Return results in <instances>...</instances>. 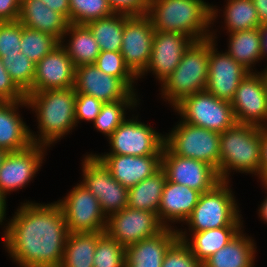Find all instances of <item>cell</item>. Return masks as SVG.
Instances as JSON below:
<instances>
[{
    "mask_svg": "<svg viewBox=\"0 0 267 267\" xmlns=\"http://www.w3.org/2000/svg\"><path fill=\"white\" fill-rule=\"evenodd\" d=\"M4 225L3 246L19 267H60L69 235L57 202L26 201Z\"/></svg>",
    "mask_w": 267,
    "mask_h": 267,
    "instance_id": "1",
    "label": "cell"
},
{
    "mask_svg": "<svg viewBox=\"0 0 267 267\" xmlns=\"http://www.w3.org/2000/svg\"><path fill=\"white\" fill-rule=\"evenodd\" d=\"M220 11L204 0H149L147 15L155 31L180 33L199 41L211 37Z\"/></svg>",
    "mask_w": 267,
    "mask_h": 267,
    "instance_id": "2",
    "label": "cell"
},
{
    "mask_svg": "<svg viewBox=\"0 0 267 267\" xmlns=\"http://www.w3.org/2000/svg\"><path fill=\"white\" fill-rule=\"evenodd\" d=\"M75 101L74 86L29 93L26 96L28 109H32L38 122L37 135L30 129L32 142L49 148L71 133L76 127Z\"/></svg>",
    "mask_w": 267,
    "mask_h": 267,
    "instance_id": "3",
    "label": "cell"
},
{
    "mask_svg": "<svg viewBox=\"0 0 267 267\" xmlns=\"http://www.w3.org/2000/svg\"><path fill=\"white\" fill-rule=\"evenodd\" d=\"M261 127L236 123L220 133L219 178L231 181V172L261 174ZM234 170V171H233Z\"/></svg>",
    "mask_w": 267,
    "mask_h": 267,
    "instance_id": "4",
    "label": "cell"
},
{
    "mask_svg": "<svg viewBox=\"0 0 267 267\" xmlns=\"http://www.w3.org/2000/svg\"><path fill=\"white\" fill-rule=\"evenodd\" d=\"M209 38L194 41L182 55L177 68L160 85L161 97L173 108L184 97L207 86Z\"/></svg>",
    "mask_w": 267,
    "mask_h": 267,
    "instance_id": "5",
    "label": "cell"
},
{
    "mask_svg": "<svg viewBox=\"0 0 267 267\" xmlns=\"http://www.w3.org/2000/svg\"><path fill=\"white\" fill-rule=\"evenodd\" d=\"M229 184L230 181H221L211 190L201 193L197 205L184 222L189 232L243 225L239 204Z\"/></svg>",
    "mask_w": 267,
    "mask_h": 267,
    "instance_id": "6",
    "label": "cell"
},
{
    "mask_svg": "<svg viewBox=\"0 0 267 267\" xmlns=\"http://www.w3.org/2000/svg\"><path fill=\"white\" fill-rule=\"evenodd\" d=\"M177 123L166 133L164 145L175 155L203 161L219 171L220 133L182 120Z\"/></svg>",
    "mask_w": 267,
    "mask_h": 267,
    "instance_id": "7",
    "label": "cell"
},
{
    "mask_svg": "<svg viewBox=\"0 0 267 267\" xmlns=\"http://www.w3.org/2000/svg\"><path fill=\"white\" fill-rule=\"evenodd\" d=\"M173 108L183 122L218 133L237 123L231 102L218 99L206 90L184 97Z\"/></svg>",
    "mask_w": 267,
    "mask_h": 267,
    "instance_id": "8",
    "label": "cell"
},
{
    "mask_svg": "<svg viewBox=\"0 0 267 267\" xmlns=\"http://www.w3.org/2000/svg\"><path fill=\"white\" fill-rule=\"evenodd\" d=\"M84 157L81 160L83 179L80 183L98 199L106 217L127 207L128 188L112 177L93 152Z\"/></svg>",
    "mask_w": 267,
    "mask_h": 267,
    "instance_id": "9",
    "label": "cell"
},
{
    "mask_svg": "<svg viewBox=\"0 0 267 267\" xmlns=\"http://www.w3.org/2000/svg\"><path fill=\"white\" fill-rule=\"evenodd\" d=\"M128 118V119H127ZM122 124L107 138L110 152L104 154L146 156L162 155L165 135L157 132L149 124L127 117ZM149 125V126H148Z\"/></svg>",
    "mask_w": 267,
    "mask_h": 267,
    "instance_id": "10",
    "label": "cell"
},
{
    "mask_svg": "<svg viewBox=\"0 0 267 267\" xmlns=\"http://www.w3.org/2000/svg\"><path fill=\"white\" fill-rule=\"evenodd\" d=\"M56 202L63 210L70 233L106 231L107 217L98 199L80 182Z\"/></svg>",
    "mask_w": 267,
    "mask_h": 267,
    "instance_id": "11",
    "label": "cell"
},
{
    "mask_svg": "<svg viewBox=\"0 0 267 267\" xmlns=\"http://www.w3.org/2000/svg\"><path fill=\"white\" fill-rule=\"evenodd\" d=\"M155 30L147 14H124V28L120 53L125 65L138 78L147 68L152 52Z\"/></svg>",
    "mask_w": 267,
    "mask_h": 267,
    "instance_id": "12",
    "label": "cell"
},
{
    "mask_svg": "<svg viewBox=\"0 0 267 267\" xmlns=\"http://www.w3.org/2000/svg\"><path fill=\"white\" fill-rule=\"evenodd\" d=\"M217 29L209 38V64L206 91L221 100L231 102L244 77L250 73L227 52L217 51ZM214 34V35H213Z\"/></svg>",
    "mask_w": 267,
    "mask_h": 267,
    "instance_id": "13",
    "label": "cell"
},
{
    "mask_svg": "<svg viewBox=\"0 0 267 267\" xmlns=\"http://www.w3.org/2000/svg\"><path fill=\"white\" fill-rule=\"evenodd\" d=\"M238 124L267 127V86L261 72H250L231 101Z\"/></svg>",
    "mask_w": 267,
    "mask_h": 267,
    "instance_id": "14",
    "label": "cell"
},
{
    "mask_svg": "<svg viewBox=\"0 0 267 267\" xmlns=\"http://www.w3.org/2000/svg\"><path fill=\"white\" fill-rule=\"evenodd\" d=\"M163 228L156 213L125 207L107 218L105 232L126 248L156 235Z\"/></svg>",
    "mask_w": 267,
    "mask_h": 267,
    "instance_id": "15",
    "label": "cell"
},
{
    "mask_svg": "<svg viewBox=\"0 0 267 267\" xmlns=\"http://www.w3.org/2000/svg\"><path fill=\"white\" fill-rule=\"evenodd\" d=\"M161 168L168 181L206 192L221 182L218 171L203 161L173 154L165 145L161 156Z\"/></svg>",
    "mask_w": 267,
    "mask_h": 267,
    "instance_id": "16",
    "label": "cell"
},
{
    "mask_svg": "<svg viewBox=\"0 0 267 267\" xmlns=\"http://www.w3.org/2000/svg\"><path fill=\"white\" fill-rule=\"evenodd\" d=\"M46 149L33 143L26 149L8 152L0 167V192L7 197L9 192L26 187L40 171Z\"/></svg>",
    "mask_w": 267,
    "mask_h": 267,
    "instance_id": "17",
    "label": "cell"
},
{
    "mask_svg": "<svg viewBox=\"0 0 267 267\" xmlns=\"http://www.w3.org/2000/svg\"><path fill=\"white\" fill-rule=\"evenodd\" d=\"M74 88L76 93L91 95L103 103L139 100L137 92H133L120 78L104 73L95 64L75 67Z\"/></svg>",
    "mask_w": 267,
    "mask_h": 267,
    "instance_id": "18",
    "label": "cell"
},
{
    "mask_svg": "<svg viewBox=\"0 0 267 267\" xmlns=\"http://www.w3.org/2000/svg\"><path fill=\"white\" fill-rule=\"evenodd\" d=\"M194 41L184 34L155 31L149 64L138 79L152 72L156 80L162 84L177 68L182 55Z\"/></svg>",
    "mask_w": 267,
    "mask_h": 267,
    "instance_id": "19",
    "label": "cell"
},
{
    "mask_svg": "<svg viewBox=\"0 0 267 267\" xmlns=\"http://www.w3.org/2000/svg\"><path fill=\"white\" fill-rule=\"evenodd\" d=\"M74 84L75 66L61 44L36 63L33 92L66 89Z\"/></svg>",
    "mask_w": 267,
    "mask_h": 267,
    "instance_id": "20",
    "label": "cell"
},
{
    "mask_svg": "<svg viewBox=\"0 0 267 267\" xmlns=\"http://www.w3.org/2000/svg\"><path fill=\"white\" fill-rule=\"evenodd\" d=\"M122 186L131 188L161 168L162 155L94 154Z\"/></svg>",
    "mask_w": 267,
    "mask_h": 267,
    "instance_id": "21",
    "label": "cell"
},
{
    "mask_svg": "<svg viewBox=\"0 0 267 267\" xmlns=\"http://www.w3.org/2000/svg\"><path fill=\"white\" fill-rule=\"evenodd\" d=\"M176 228L164 227L154 236L125 249V267H161L169 248L179 239Z\"/></svg>",
    "mask_w": 267,
    "mask_h": 267,
    "instance_id": "22",
    "label": "cell"
},
{
    "mask_svg": "<svg viewBox=\"0 0 267 267\" xmlns=\"http://www.w3.org/2000/svg\"><path fill=\"white\" fill-rule=\"evenodd\" d=\"M200 195L199 191L167 180L158 210V219L162 225L175 228L172 223H184L197 205Z\"/></svg>",
    "mask_w": 267,
    "mask_h": 267,
    "instance_id": "23",
    "label": "cell"
},
{
    "mask_svg": "<svg viewBox=\"0 0 267 267\" xmlns=\"http://www.w3.org/2000/svg\"><path fill=\"white\" fill-rule=\"evenodd\" d=\"M28 107L26 100L0 102V149L15 152L33 144L30 128L19 114V107Z\"/></svg>",
    "mask_w": 267,
    "mask_h": 267,
    "instance_id": "24",
    "label": "cell"
},
{
    "mask_svg": "<svg viewBox=\"0 0 267 267\" xmlns=\"http://www.w3.org/2000/svg\"><path fill=\"white\" fill-rule=\"evenodd\" d=\"M18 21L24 27L52 35L59 42L70 24L62 14L51 10L41 0H21Z\"/></svg>",
    "mask_w": 267,
    "mask_h": 267,
    "instance_id": "25",
    "label": "cell"
},
{
    "mask_svg": "<svg viewBox=\"0 0 267 267\" xmlns=\"http://www.w3.org/2000/svg\"><path fill=\"white\" fill-rule=\"evenodd\" d=\"M242 229H244L242 225H229L201 232H190L189 236L186 229L183 231L180 228L177 233L179 239L189 246L195 258L203 264L211 255L229 243Z\"/></svg>",
    "mask_w": 267,
    "mask_h": 267,
    "instance_id": "26",
    "label": "cell"
},
{
    "mask_svg": "<svg viewBox=\"0 0 267 267\" xmlns=\"http://www.w3.org/2000/svg\"><path fill=\"white\" fill-rule=\"evenodd\" d=\"M243 231L211 255L202 267H254L257 247L253 238Z\"/></svg>",
    "mask_w": 267,
    "mask_h": 267,
    "instance_id": "27",
    "label": "cell"
},
{
    "mask_svg": "<svg viewBox=\"0 0 267 267\" xmlns=\"http://www.w3.org/2000/svg\"><path fill=\"white\" fill-rule=\"evenodd\" d=\"M68 36L69 39H65ZM60 44L66 49L75 67L94 64L101 52L97 41L85 24L70 23Z\"/></svg>",
    "mask_w": 267,
    "mask_h": 267,
    "instance_id": "28",
    "label": "cell"
},
{
    "mask_svg": "<svg viewBox=\"0 0 267 267\" xmlns=\"http://www.w3.org/2000/svg\"><path fill=\"white\" fill-rule=\"evenodd\" d=\"M166 181L165 171L160 168L150 177L129 188L127 207L151 211L158 215L159 204Z\"/></svg>",
    "mask_w": 267,
    "mask_h": 267,
    "instance_id": "29",
    "label": "cell"
},
{
    "mask_svg": "<svg viewBox=\"0 0 267 267\" xmlns=\"http://www.w3.org/2000/svg\"><path fill=\"white\" fill-rule=\"evenodd\" d=\"M229 34L226 52L250 72H256L254 65L261 62V45L258 27Z\"/></svg>",
    "mask_w": 267,
    "mask_h": 267,
    "instance_id": "30",
    "label": "cell"
},
{
    "mask_svg": "<svg viewBox=\"0 0 267 267\" xmlns=\"http://www.w3.org/2000/svg\"><path fill=\"white\" fill-rule=\"evenodd\" d=\"M104 232L69 233L60 267H93L96 244Z\"/></svg>",
    "mask_w": 267,
    "mask_h": 267,
    "instance_id": "31",
    "label": "cell"
},
{
    "mask_svg": "<svg viewBox=\"0 0 267 267\" xmlns=\"http://www.w3.org/2000/svg\"><path fill=\"white\" fill-rule=\"evenodd\" d=\"M97 41L100 51L121 50L124 14L114 13L113 15L96 19L85 24Z\"/></svg>",
    "mask_w": 267,
    "mask_h": 267,
    "instance_id": "32",
    "label": "cell"
},
{
    "mask_svg": "<svg viewBox=\"0 0 267 267\" xmlns=\"http://www.w3.org/2000/svg\"><path fill=\"white\" fill-rule=\"evenodd\" d=\"M224 6L223 29L227 30V33L250 30L261 25L252 0H227Z\"/></svg>",
    "mask_w": 267,
    "mask_h": 267,
    "instance_id": "33",
    "label": "cell"
},
{
    "mask_svg": "<svg viewBox=\"0 0 267 267\" xmlns=\"http://www.w3.org/2000/svg\"><path fill=\"white\" fill-rule=\"evenodd\" d=\"M138 100H119L112 103H104L100 113L93 122L94 129L107 138L122 124L126 119V111L137 108Z\"/></svg>",
    "mask_w": 267,
    "mask_h": 267,
    "instance_id": "34",
    "label": "cell"
},
{
    "mask_svg": "<svg viewBox=\"0 0 267 267\" xmlns=\"http://www.w3.org/2000/svg\"><path fill=\"white\" fill-rule=\"evenodd\" d=\"M2 63L16 86L27 96L33 92L36 64L23 53L1 57Z\"/></svg>",
    "mask_w": 267,
    "mask_h": 267,
    "instance_id": "35",
    "label": "cell"
},
{
    "mask_svg": "<svg viewBox=\"0 0 267 267\" xmlns=\"http://www.w3.org/2000/svg\"><path fill=\"white\" fill-rule=\"evenodd\" d=\"M60 42L47 33L29 29L22 25L20 52L35 64L48 55Z\"/></svg>",
    "mask_w": 267,
    "mask_h": 267,
    "instance_id": "36",
    "label": "cell"
},
{
    "mask_svg": "<svg viewBox=\"0 0 267 267\" xmlns=\"http://www.w3.org/2000/svg\"><path fill=\"white\" fill-rule=\"evenodd\" d=\"M70 23L86 24L114 14L108 0H69Z\"/></svg>",
    "mask_w": 267,
    "mask_h": 267,
    "instance_id": "37",
    "label": "cell"
},
{
    "mask_svg": "<svg viewBox=\"0 0 267 267\" xmlns=\"http://www.w3.org/2000/svg\"><path fill=\"white\" fill-rule=\"evenodd\" d=\"M125 249L104 232L96 244L93 267H125Z\"/></svg>",
    "mask_w": 267,
    "mask_h": 267,
    "instance_id": "38",
    "label": "cell"
},
{
    "mask_svg": "<svg viewBox=\"0 0 267 267\" xmlns=\"http://www.w3.org/2000/svg\"><path fill=\"white\" fill-rule=\"evenodd\" d=\"M94 64L104 73L120 78L133 92H136L134 84L138 78L125 65L120 51H101Z\"/></svg>",
    "mask_w": 267,
    "mask_h": 267,
    "instance_id": "39",
    "label": "cell"
},
{
    "mask_svg": "<svg viewBox=\"0 0 267 267\" xmlns=\"http://www.w3.org/2000/svg\"><path fill=\"white\" fill-rule=\"evenodd\" d=\"M22 24L19 21L0 22V58L20 54Z\"/></svg>",
    "mask_w": 267,
    "mask_h": 267,
    "instance_id": "40",
    "label": "cell"
},
{
    "mask_svg": "<svg viewBox=\"0 0 267 267\" xmlns=\"http://www.w3.org/2000/svg\"><path fill=\"white\" fill-rule=\"evenodd\" d=\"M161 267H202L189 246L178 239L167 251Z\"/></svg>",
    "mask_w": 267,
    "mask_h": 267,
    "instance_id": "41",
    "label": "cell"
},
{
    "mask_svg": "<svg viewBox=\"0 0 267 267\" xmlns=\"http://www.w3.org/2000/svg\"><path fill=\"white\" fill-rule=\"evenodd\" d=\"M104 103L97 98L82 94L76 93L75 101V123L78 126L80 121L94 122L95 118L100 113L101 107Z\"/></svg>",
    "mask_w": 267,
    "mask_h": 267,
    "instance_id": "42",
    "label": "cell"
},
{
    "mask_svg": "<svg viewBox=\"0 0 267 267\" xmlns=\"http://www.w3.org/2000/svg\"><path fill=\"white\" fill-rule=\"evenodd\" d=\"M26 100V95L16 86L0 58V102Z\"/></svg>",
    "mask_w": 267,
    "mask_h": 267,
    "instance_id": "43",
    "label": "cell"
},
{
    "mask_svg": "<svg viewBox=\"0 0 267 267\" xmlns=\"http://www.w3.org/2000/svg\"><path fill=\"white\" fill-rule=\"evenodd\" d=\"M114 13L144 15L148 12L149 0H108Z\"/></svg>",
    "mask_w": 267,
    "mask_h": 267,
    "instance_id": "44",
    "label": "cell"
},
{
    "mask_svg": "<svg viewBox=\"0 0 267 267\" xmlns=\"http://www.w3.org/2000/svg\"><path fill=\"white\" fill-rule=\"evenodd\" d=\"M21 0H0V22L18 21Z\"/></svg>",
    "mask_w": 267,
    "mask_h": 267,
    "instance_id": "45",
    "label": "cell"
},
{
    "mask_svg": "<svg viewBox=\"0 0 267 267\" xmlns=\"http://www.w3.org/2000/svg\"><path fill=\"white\" fill-rule=\"evenodd\" d=\"M51 10L62 14L70 23V1L69 0H41Z\"/></svg>",
    "mask_w": 267,
    "mask_h": 267,
    "instance_id": "46",
    "label": "cell"
},
{
    "mask_svg": "<svg viewBox=\"0 0 267 267\" xmlns=\"http://www.w3.org/2000/svg\"><path fill=\"white\" fill-rule=\"evenodd\" d=\"M261 172L267 167V127L261 128Z\"/></svg>",
    "mask_w": 267,
    "mask_h": 267,
    "instance_id": "47",
    "label": "cell"
},
{
    "mask_svg": "<svg viewBox=\"0 0 267 267\" xmlns=\"http://www.w3.org/2000/svg\"><path fill=\"white\" fill-rule=\"evenodd\" d=\"M258 13L260 24H267V0H252Z\"/></svg>",
    "mask_w": 267,
    "mask_h": 267,
    "instance_id": "48",
    "label": "cell"
},
{
    "mask_svg": "<svg viewBox=\"0 0 267 267\" xmlns=\"http://www.w3.org/2000/svg\"><path fill=\"white\" fill-rule=\"evenodd\" d=\"M258 31L260 34L262 60H263V58L264 59L266 58V60H267V24H261L258 27Z\"/></svg>",
    "mask_w": 267,
    "mask_h": 267,
    "instance_id": "49",
    "label": "cell"
},
{
    "mask_svg": "<svg viewBox=\"0 0 267 267\" xmlns=\"http://www.w3.org/2000/svg\"><path fill=\"white\" fill-rule=\"evenodd\" d=\"M6 200H7V198H6V196L4 195V194H2L1 192H0V225H3L4 224V222L3 221H5L6 219V205H7V203H6ZM3 223V224H2Z\"/></svg>",
    "mask_w": 267,
    "mask_h": 267,
    "instance_id": "50",
    "label": "cell"
},
{
    "mask_svg": "<svg viewBox=\"0 0 267 267\" xmlns=\"http://www.w3.org/2000/svg\"><path fill=\"white\" fill-rule=\"evenodd\" d=\"M265 190H267V186H263ZM258 215L267 224V196L264 198L263 202L261 203L260 207H258Z\"/></svg>",
    "mask_w": 267,
    "mask_h": 267,
    "instance_id": "51",
    "label": "cell"
},
{
    "mask_svg": "<svg viewBox=\"0 0 267 267\" xmlns=\"http://www.w3.org/2000/svg\"><path fill=\"white\" fill-rule=\"evenodd\" d=\"M262 186H267V167L261 172L258 178Z\"/></svg>",
    "mask_w": 267,
    "mask_h": 267,
    "instance_id": "52",
    "label": "cell"
},
{
    "mask_svg": "<svg viewBox=\"0 0 267 267\" xmlns=\"http://www.w3.org/2000/svg\"><path fill=\"white\" fill-rule=\"evenodd\" d=\"M7 153H8L7 151L0 149V167Z\"/></svg>",
    "mask_w": 267,
    "mask_h": 267,
    "instance_id": "53",
    "label": "cell"
},
{
    "mask_svg": "<svg viewBox=\"0 0 267 267\" xmlns=\"http://www.w3.org/2000/svg\"><path fill=\"white\" fill-rule=\"evenodd\" d=\"M260 72H261V74L263 75V77H264V79H265L266 86H267V67L264 68L263 71L261 70Z\"/></svg>",
    "mask_w": 267,
    "mask_h": 267,
    "instance_id": "54",
    "label": "cell"
}]
</instances>
